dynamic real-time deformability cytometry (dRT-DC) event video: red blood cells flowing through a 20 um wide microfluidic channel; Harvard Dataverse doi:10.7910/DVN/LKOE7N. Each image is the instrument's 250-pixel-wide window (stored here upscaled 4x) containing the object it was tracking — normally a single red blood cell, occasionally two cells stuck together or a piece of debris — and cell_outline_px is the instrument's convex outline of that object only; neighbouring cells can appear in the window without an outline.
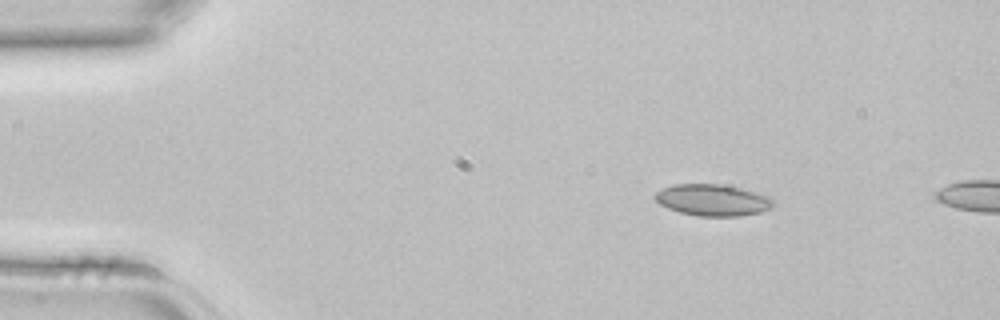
{"species": "common noctule bat (a hibernating species)", "species_latin": "Nyctalus noctula", "temperature_condition": "room temperature", "stored_images_in_passage": 2, "camera_frame_rate_fps": 3000, "um_per_image_px": 0.085, "animal": {"sex": "female", "body_mass_g": 22.7, "forearm_length_mm": 54.2}, "frame": {"image": 1, "passage_image": 1, "time_ms": 0.0, "image_size_px": [1000, 320], "cell_outline_px": [[772, 204], [768, 208], [760, 212], [740, 216], [700, 216], [680, 212], [668, 208], [660, 204], [652, 196], [656, 192], [672, 184], [720, 184], [740, 188], [768, 196], [772, 200]], "centroid_in_image_um": [60.52, 17.0], "position_along_channel_um": 24.5, "area_um2": 21.44}}